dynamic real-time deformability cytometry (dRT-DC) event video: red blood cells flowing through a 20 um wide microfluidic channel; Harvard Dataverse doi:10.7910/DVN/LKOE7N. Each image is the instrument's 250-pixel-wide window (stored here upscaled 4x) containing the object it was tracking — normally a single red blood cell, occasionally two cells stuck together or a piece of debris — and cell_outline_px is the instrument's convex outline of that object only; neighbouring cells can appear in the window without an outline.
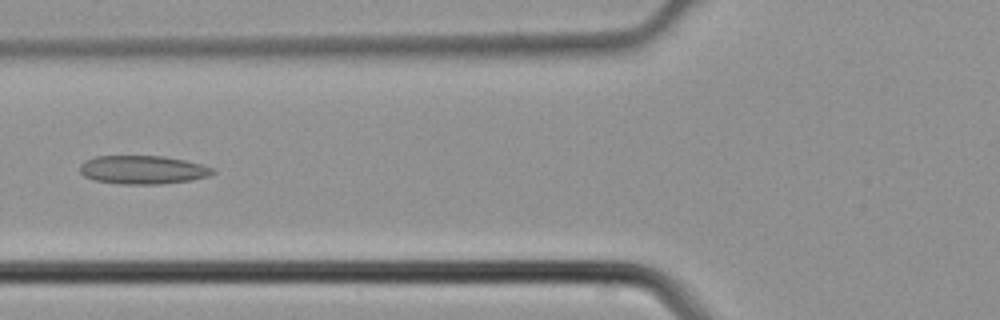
{"species": "common noctule bat (a hibernating species)", "species_latin": "Nyctalus noctula", "temperature_condition": "cold", "stored_images_in_passage": 3, "camera_frame_rate_fps": 3000, "um_per_image_px": 0.085, "animal": {"sex": "male", "body_mass_g": 21.5, "forearm_length_mm": 52.0}, "frame": {"image": 1, "passage_image": 3, "time_ms": 0.667, "image_size_px": [1000, 320], "cell_outline_px": [[216, 172], [208, 176], [192, 180], [160, 184], [120, 184], [96, 180], [84, 176], [80, 172], [80, 164], [84, 160], [96, 156], [164, 156], [184, 160], [200, 164], [212, 168]], "centroid_in_image_um": [12.12, 14.43], "position_along_channel_um": 113.7, "area_um2": 22.02}}